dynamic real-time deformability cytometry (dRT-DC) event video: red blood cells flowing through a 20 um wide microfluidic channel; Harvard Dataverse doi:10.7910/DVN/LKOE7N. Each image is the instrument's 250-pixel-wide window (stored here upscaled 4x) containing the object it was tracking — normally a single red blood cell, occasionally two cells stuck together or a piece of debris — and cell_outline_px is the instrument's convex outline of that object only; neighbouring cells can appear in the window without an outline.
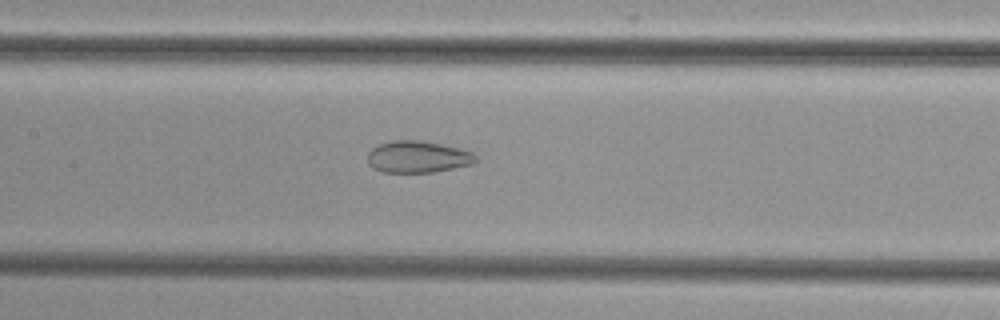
{"species": "common noctule bat (a hibernating species)", "species_latin": "Nyctalus noctula", "temperature_condition": "cold", "stored_images_in_passage": 37, "camera_frame_rate_fps": 3000, "um_per_image_px": 0.085, "animal": {"sex": "female", "body_mass_g": 29.2, "forearm_length_mm": 56.3}, "frame": {"image": 1, "passage_image": 10, "time_ms": 3.0, "image_size_px": [1000, 320], "cell_outline_px": [[476, 160], [472, 164], [436, 172], [384, 172], [372, 168], [368, 164], [368, 152], [372, 148], [380, 144], [392, 140], [416, 140], [440, 144], [460, 148], [472, 152], [476, 156]], "centroid_in_image_um": [35.5, 13.34], "position_along_channel_um": 171.9, "area_um2": 20.0}}
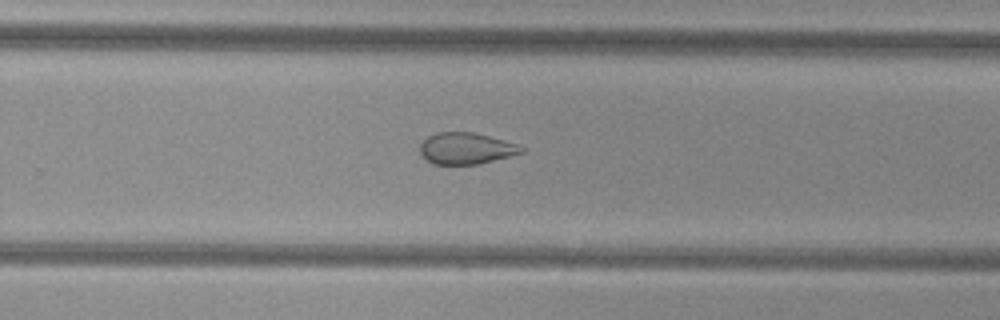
{"frame": {"image": 2, "passage_image": 19, "time_ms": 6.0, "image_size_px": [1000, 320], "cell_outline_px": [[528, 148], [524, 152], [480, 164], [432, 164], [420, 152], [420, 144], [428, 136], [436, 132], [472, 132], [488, 136], [516, 144]], "centroid_in_image_um": [39.63, 12.61], "position_along_channel_um": 290.2, "area_um2": 18.5}}
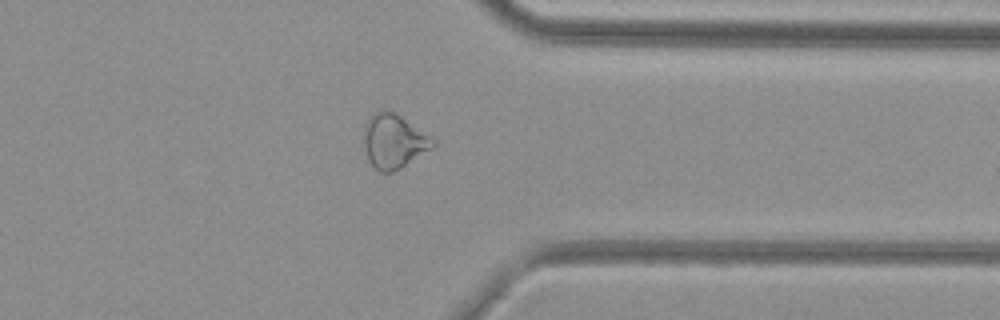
{"frame": {"image": 3, "passage_image": 26, "time_ms": 8.333, "image_size_px": [1000, 320], "cell_outline_px": [[436, 144], [432, 148], [400, 168], [392, 172], [380, 172], [372, 164], [364, 148], [364, 124], [368, 116], [372, 112], [384, 108], [400, 116], [432, 136], [436, 140]], "centroid_in_image_um": [33.46, 11.96], "position_along_channel_um": 377.9, "area_um2": 21.85}}